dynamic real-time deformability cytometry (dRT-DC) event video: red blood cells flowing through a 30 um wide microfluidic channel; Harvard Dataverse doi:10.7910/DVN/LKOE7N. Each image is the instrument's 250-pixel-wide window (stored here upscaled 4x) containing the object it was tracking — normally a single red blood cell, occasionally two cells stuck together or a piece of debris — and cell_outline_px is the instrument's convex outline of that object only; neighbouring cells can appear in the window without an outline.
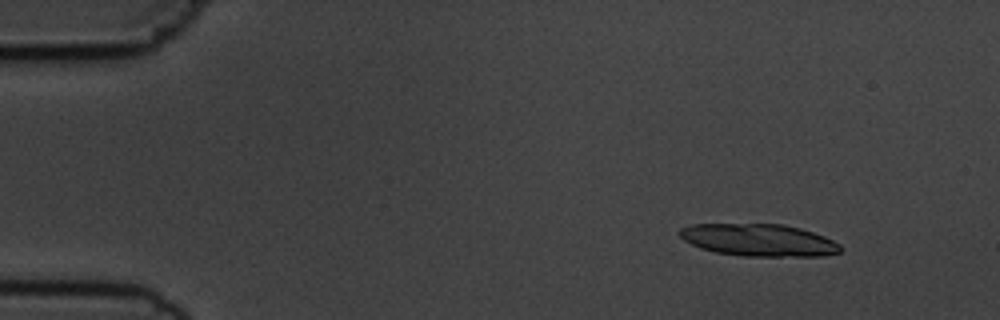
{"species": "common noctule bat (a hibernating species)", "species_latin": "Nyctalus noctula", "temperature_condition": "cold", "stored_images_in_passage": 54, "camera_frame_rate_fps": 3000, "um_per_image_px": 0.085, "animal": {"sex": "male", "body_mass_g": 19.5, "forearm_length_mm": 54.6}, "frame": {"image": 1, "passage_image": 5, "time_ms": 1.333, "image_size_px": [1000, 320], "cell_outline_px": [[844, 248], [840, 252], [824, 256], [744, 256], [716, 252], [700, 248], [684, 240], [676, 232], [680, 228], [692, 224], [784, 224], [800, 228], [824, 236], [840, 244]], "centroid_in_image_um": [64.5, 20.4], "position_along_channel_um": 20.5, "area_um2": 30.35}}
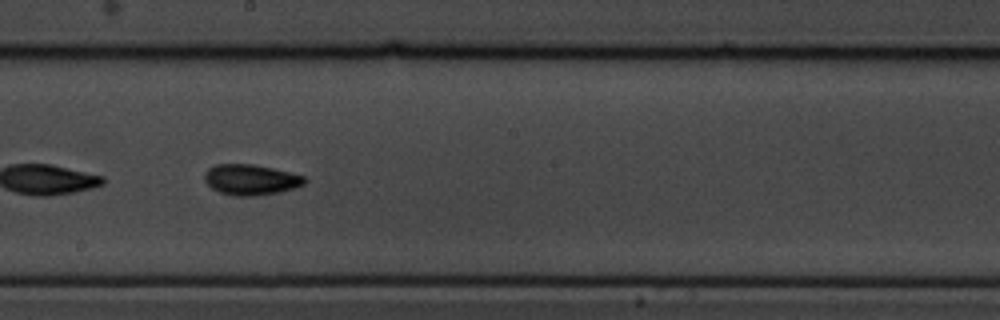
{"frame": {"image": 2, "passage_image": 30, "time_ms": 9.667, "image_size_px": [1000, 320], "cell_outline_px": [[308, 180], [304, 184], [280, 192], [252, 196], [232, 196], [220, 192], [212, 188], [204, 180], [204, 172], [208, 168], [216, 164], [252, 164], [272, 168], [304, 176]], "centroid_in_image_um": [21.29, 15.27], "position_along_channel_um": 226.9, "area_um2": 17.8}}
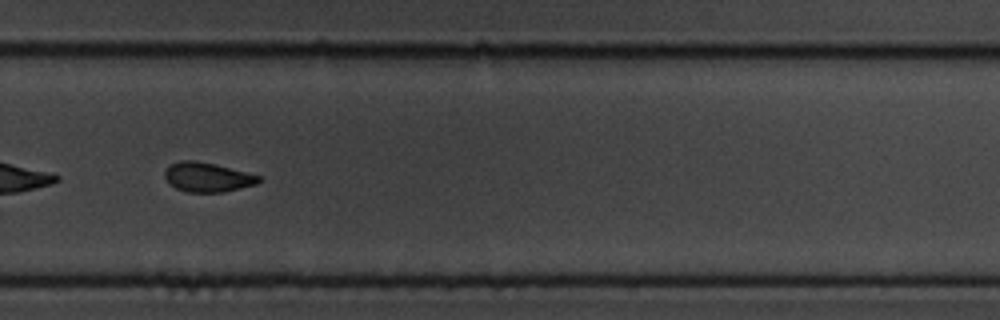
{"frame": {"image": 3, "passage_image": 37, "time_ms": 12.0, "image_size_px": [1000, 320], "cell_outline_px": [[264, 180], [256, 184], [220, 192], [188, 192], [176, 188], [168, 184], [164, 176], [164, 172], [172, 164], [180, 160], [196, 160], [216, 164], [260, 176]], "centroid_in_image_um": [17.62, 15.05], "position_along_channel_um": 312.2, "area_um2": 16.07}, "authors_computed_cell_mechanics": {"area_um2": 16.9932, "velocity_mm_per_s": 3.6751, "shape_relaxation_time_tau1_ms": 4.1096, "shape_relaxation_time_tau2_ms": 4.6394, "deformation_change_tau1": 0.1303, "deformation_change_tau2": 0.0989}}